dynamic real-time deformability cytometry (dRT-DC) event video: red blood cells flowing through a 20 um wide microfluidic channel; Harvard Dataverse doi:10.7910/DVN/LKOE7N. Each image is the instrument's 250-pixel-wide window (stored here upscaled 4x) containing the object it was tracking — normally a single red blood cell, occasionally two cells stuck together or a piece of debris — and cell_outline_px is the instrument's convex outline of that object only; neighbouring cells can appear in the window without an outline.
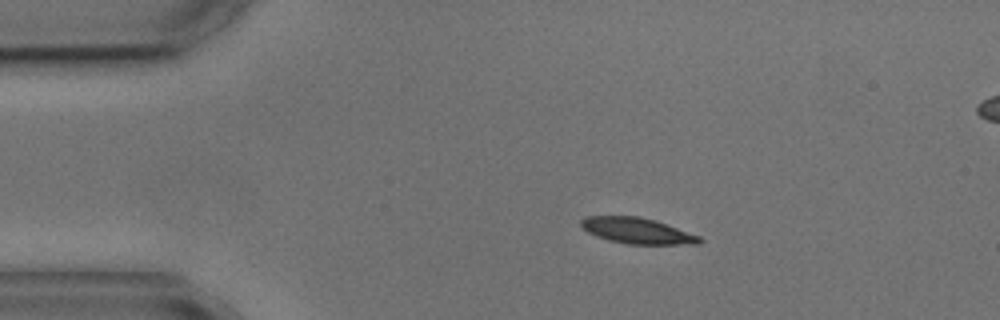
{"species": "common noctule bat (a hibernating species)", "species_latin": "Nyctalus noctula", "temperature_condition": "cold", "stored_images_in_passage": 3, "segment_of_instrument_passage": [1, 2], "camera_frame_rate_fps": 3000, "um_per_image_px": 0.085, "animal": {"sex": "male", "body_mass_g": 17.9, "forearm_length_mm": 54.2}, "frame": {"image": 1, "passage_image": 1, "time_ms": 0.0, "image_size_px": [1000, 320], "cell_outline_px": [[704, 240], [700, 244], [624, 244], [608, 240], [596, 236], [588, 232], [580, 224], [580, 220], [584, 216], [640, 216], [656, 220], [700, 236]], "centroid_in_image_um": [54.17, 19.61], "position_along_channel_um": 30.8, "area_um2": 18.03}}